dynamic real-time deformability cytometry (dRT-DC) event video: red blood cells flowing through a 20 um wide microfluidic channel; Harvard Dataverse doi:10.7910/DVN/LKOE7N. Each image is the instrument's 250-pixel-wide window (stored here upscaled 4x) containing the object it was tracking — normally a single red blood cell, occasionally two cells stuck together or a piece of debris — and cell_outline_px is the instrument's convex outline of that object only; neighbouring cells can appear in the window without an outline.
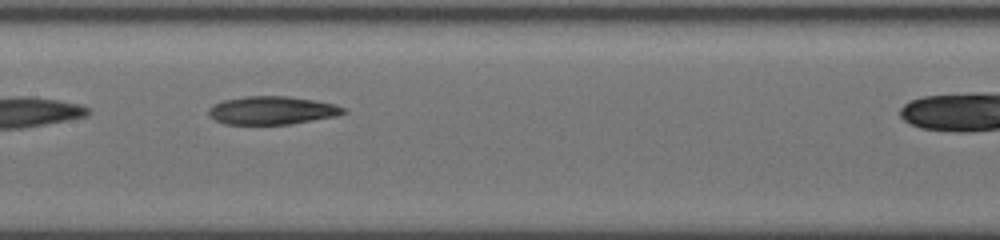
{"species": "common noctule bat (a hibernating species)", "species_latin": "Nyctalus noctula", "temperature_condition": "cold", "stored_images_in_passage": 11, "camera_frame_rate_fps": 3000, "um_per_image_px": 0.085, "animal": {"sex": "female", "body_mass_g": 19.5, "forearm_length_mm": 54.1}, "frame": {"image": 1, "passage_image": 10, "time_ms": 4.333, "image_size_px": [1000, 240], "cell_outline_px": [[348, 112], [332, 116], [288, 124], [224, 124], [216, 120], [208, 112], [208, 108], [224, 100], [248, 96], [288, 96], [312, 100], [332, 104], [344, 108]], "centroid_in_image_um": [23.09, 9.38], "position_along_channel_um": 184.3, "area_um2": 21.56}}